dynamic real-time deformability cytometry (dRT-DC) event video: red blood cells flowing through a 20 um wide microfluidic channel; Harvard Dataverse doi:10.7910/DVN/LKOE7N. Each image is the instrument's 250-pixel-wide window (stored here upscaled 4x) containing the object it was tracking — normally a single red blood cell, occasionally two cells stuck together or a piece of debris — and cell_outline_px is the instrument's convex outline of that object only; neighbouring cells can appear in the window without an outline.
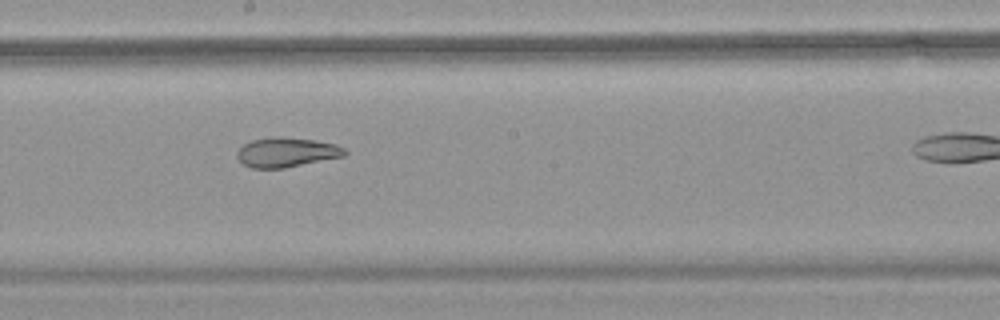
{"species": "common noctule bat (a hibernating species)", "species_latin": "Nyctalus noctula", "temperature_condition": "warm", "stored_images_in_passage": 34, "camera_frame_rate_fps": 3000, "um_per_image_px": 0.085, "animal": {"sex": "female", "body_mass_g": 18.4}, "frame": {"image": 1, "passage_image": 20, "time_ms": 6.333, "image_size_px": [1000, 320], "cell_outline_px": [[348, 152], [344, 156], [284, 168], [252, 168], [244, 164], [236, 156], [236, 152], [244, 144], [252, 140], [272, 136], [280, 136], [316, 140], [336, 144], [344, 148]], "centroid_in_image_um": [24.36, 12.93], "position_along_channel_um": 223.8, "area_um2": 18.61}}